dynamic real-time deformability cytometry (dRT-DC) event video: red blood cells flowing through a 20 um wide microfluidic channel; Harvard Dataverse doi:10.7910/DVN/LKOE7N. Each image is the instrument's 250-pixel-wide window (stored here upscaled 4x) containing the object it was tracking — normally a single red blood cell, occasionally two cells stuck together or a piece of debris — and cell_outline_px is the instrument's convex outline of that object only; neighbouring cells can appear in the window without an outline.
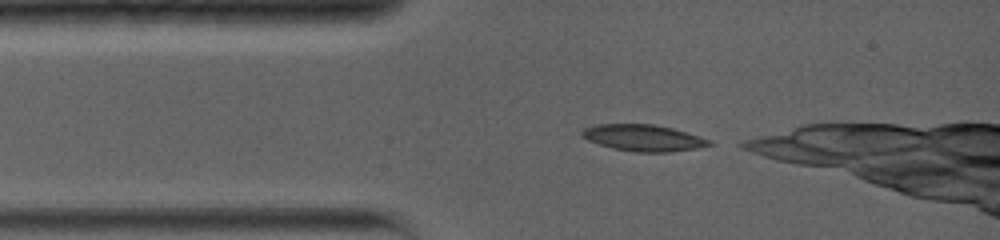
{"species": "common noctule bat (a hibernating species)", "species_latin": "Nyctalus noctula", "temperature_condition": "warm", "stored_images_in_passage": 22, "camera_frame_rate_fps": 5000, "um_per_image_px": 0.085, "animal": {"sex": "female", "body_mass_g": 19.0, "forearm_length_mm": 56.7}, "frame": {"image": 1, "passage_image": 1, "time_ms": 0.0, "image_size_px": [1000, 240], "cell_outline_px": [[716, 144], [696, 148], [668, 152], [636, 152], [612, 148], [588, 140], [580, 136], [580, 132], [584, 128], [596, 124], [652, 124], [672, 128], [700, 136], [712, 140]], "centroid_in_image_um": [54.69, 11.71], "position_along_channel_um": 30.3, "area_um2": 19.71}}
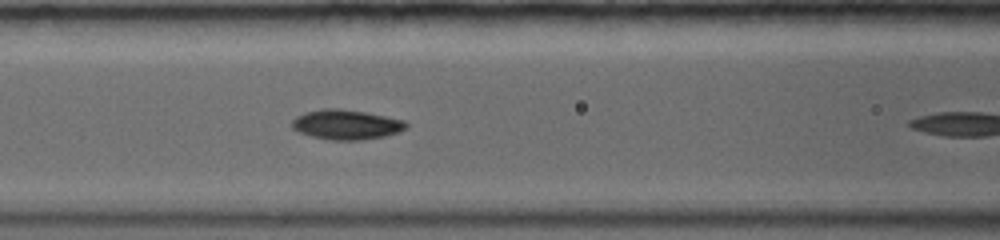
{"frame": {"image": 2, "passage_image": 9, "time_ms": 3.2, "image_size_px": [1000, 240], "cell_outline_px": [[408, 128], [400, 132], [384, 136], [364, 140], [328, 140], [312, 136], [300, 132], [292, 128], [292, 120], [296, 116], [304, 112], [324, 108], [340, 108], [364, 112], [404, 120], [408, 124]], "centroid_in_image_um": [29.44, 10.59], "position_along_channel_um": 137.2, "area_um2": 19.94}}
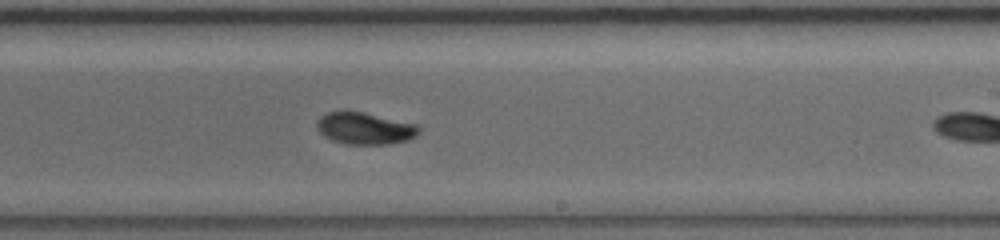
{"frame": {"image": 3, "passage_image": 21, "time_ms": 6.4, "image_size_px": [1000, 240], "cell_outline_px": [[420, 132], [416, 136], [408, 140], [388, 144], [348, 144], [332, 140], [324, 136], [316, 128], [316, 120], [320, 116], [328, 112], [344, 108], [364, 112], [416, 124], [420, 128]], "centroid_in_image_um": [30.96, 10.88], "position_along_channel_um": 258.0, "area_um2": 19.42}}